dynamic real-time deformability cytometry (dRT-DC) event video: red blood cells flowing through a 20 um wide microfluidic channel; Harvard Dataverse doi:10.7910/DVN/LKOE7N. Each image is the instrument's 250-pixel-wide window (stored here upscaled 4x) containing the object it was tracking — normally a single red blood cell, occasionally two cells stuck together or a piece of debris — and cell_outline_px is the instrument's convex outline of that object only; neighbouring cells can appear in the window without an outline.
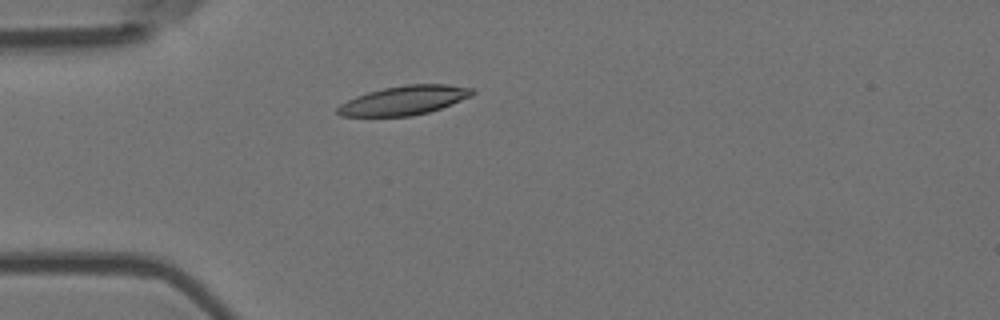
{"species": "Egyptian fruit bat (a non-hibernating species)", "species_latin": "Rousettus aegyptiacus", "temperature_condition": "room temperature", "stored_images_in_passage": 4, "camera_frame_rate_fps": 3000, "um_per_image_px": 0.085, "animal": {"sex": "female"}, "frame": {"image": 1, "passage_image": 4, "time_ms": 1.0, "image_size_px": [1000, 320], "cell_outline_px": [[476, 92], [472, 96], [440, 108], [428, 112], [412, 116], [340, 116], [336, 112], [336, 108], [340, 104], [356, 96], [368, 92], [384, 88], [408, 84], [444, 84], [472, 88]], "centroid_in_image_um": [34.34, 8.53], "position_along_channel_um": 50.7, "area_um2": 22.72}}